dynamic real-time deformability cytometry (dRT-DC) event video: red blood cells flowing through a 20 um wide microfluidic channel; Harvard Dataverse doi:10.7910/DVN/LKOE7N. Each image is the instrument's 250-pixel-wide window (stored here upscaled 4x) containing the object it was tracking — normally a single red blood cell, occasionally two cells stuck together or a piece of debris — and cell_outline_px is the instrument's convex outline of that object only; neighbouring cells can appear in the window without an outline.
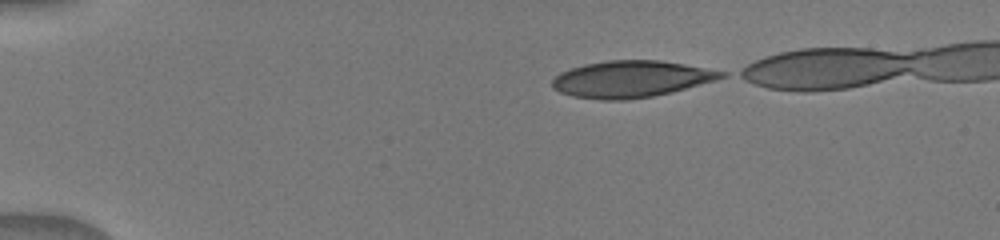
{"species": "human", "species_latin": "Homo sapiens", "temperature_condition": "warm", "stored_images_in_passage": 39, "camera_frame_rate_fps": 3000, "um_per_image_px": 0.085, "donor": {"sex": "male"}, "frame": {"image": 1, "passage_image": 1, "time_ms": 0.0, "image_size_px": [1000, 240], "cell_outline_px": [[728, 76], [716, 80], [672, 92], [652, 96], [624, 100], [600, 100], [576, 96], [560, 92], [552, 88], [552, 80], [560, 72], [584, 64], [608, 60], [660, 60], [684, 64], [728, 72]], "centroid_in_image_um": [53.67, 6.71], "position_along_channel_um": 31.3, "area_um2": 36.07}}
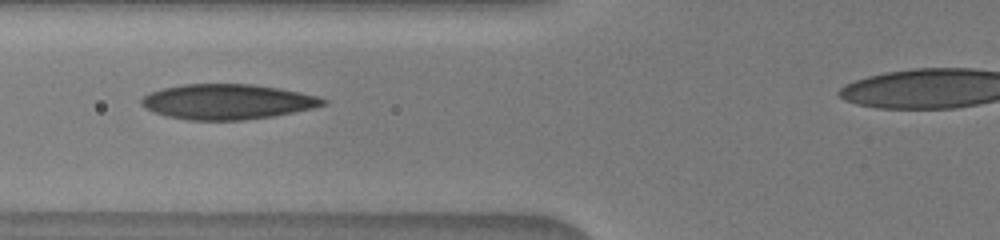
{"frame": {"image": 2, "passage_image": 18, "time_ms": 3.667, "image_size_px": [1000, 240], "cell_outline_px": [[328, 104], [312, 108], [272, 116], [244, 120], [188, 120], [168, 116], [152, 112], [144, 108], [140, 104], [140, 100], [148, 92], [180, 84], [252, 84], [280, 88], [300, 92], [316, 96], [328, 100]], "centroid_in_image_um": [19.29, 8.64], "position_along_channel_um": 106.5, "area_um2": 37.34}}
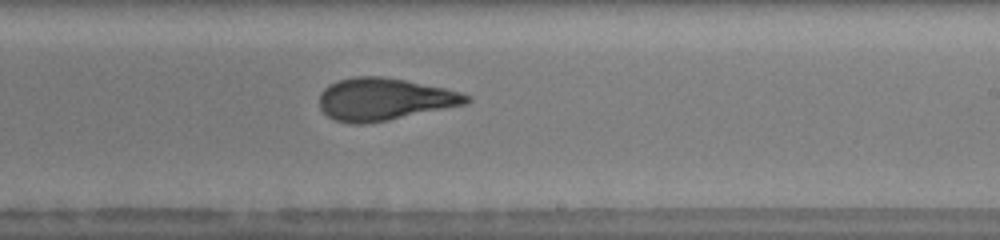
{"frame": {"image": 3, "passage_image": 34, "time_ms": 7.333, "image_size_px": [1000, 240], "cell_outline_px": [[472, 100], [468, 104], [368, 124], [348, 124], [336, 120], [328, 116], [320, 108], [320, 92], [328, 84], [340, 80], [356, 76], [380, 76], [404, 80], [444, 88], [460, 92], [472, 96]], "centroid_in_image_um": [32.67, 8.44], "position_along_channel_um": 256.3, "area_um2": 36.36}}